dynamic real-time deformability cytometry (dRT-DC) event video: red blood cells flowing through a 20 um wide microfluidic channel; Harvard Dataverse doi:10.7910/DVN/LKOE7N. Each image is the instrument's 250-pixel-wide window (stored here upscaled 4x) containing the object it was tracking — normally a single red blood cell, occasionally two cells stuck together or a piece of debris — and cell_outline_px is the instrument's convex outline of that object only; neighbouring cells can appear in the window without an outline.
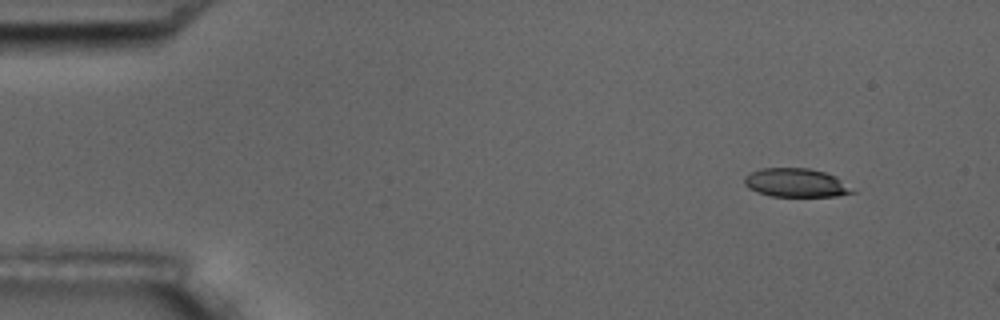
{"species": "common noctule bat (a hibernating species)", "species_latin": "Nyctalus noctula", "temperature_condition": "room temperature", "stored_images_in_passage": 3, "camera_frame_rate_fps": 3000, "um_per_image_px": 0.085, "animal": {"sex": "male", "body_mass_g": 17.5, "forearm_length_mm": 52.3}, "frame": {"image": 1, "passage_image": 1, "time_ms": 0.0, "image_size_px": [1000, 320], "cell_outline_px": [[856, 192], [836, 196], [772, 196], [756, 192], [748, 188], [744, 184], [744, 176], [760, 168], [808, 168], [824, 172], [836, 176]], "centroid_in_image_um": [67.62, 15.53], "position_along_channel_um": 17.4, "area_um2": 17.98}}